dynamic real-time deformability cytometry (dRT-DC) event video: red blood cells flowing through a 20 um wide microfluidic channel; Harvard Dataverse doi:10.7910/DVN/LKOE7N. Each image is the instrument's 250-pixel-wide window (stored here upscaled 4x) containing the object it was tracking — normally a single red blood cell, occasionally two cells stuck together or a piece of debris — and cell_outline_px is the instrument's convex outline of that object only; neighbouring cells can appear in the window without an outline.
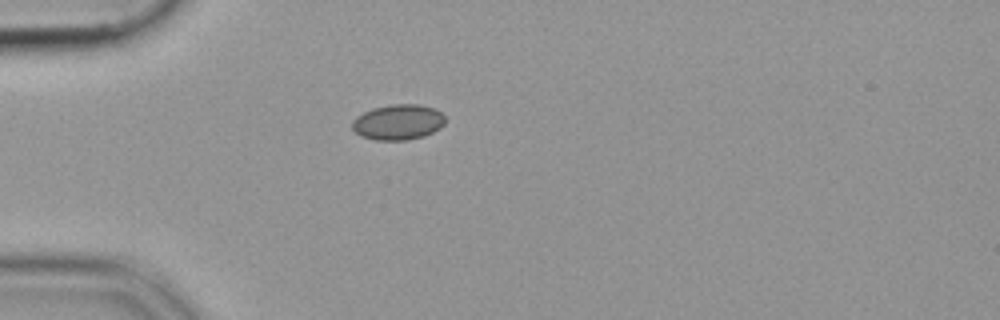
{"species": "common noctule bat (a hibernating species)", "species_latin": "Nyctalus noctula", "temperature_condition": "cold", "stored_images_in_passage": 39, "camera_frame_rate_fps": 3000, "um_per_image_px": 0.085, "animal": {"sex": "female", "body_mass_g": 19.9}, "frame": {"image": 1, "passage_image": 1, "time_ms": 0.0, "image_size_px": [1000, 320], "cell_outline_px": [[444, 124], [440, 128], [424, 136], [404, 140], [376, 140], [360, 136], [352, 128], [352, 120], [356, 116], [372, 108], [392, 104], [420, 104], [436, 108], [444, 116]], "centroid_in_image_um": [33.83, 10.37], "position_along_channel_um": 51.2, "area_um2": 19.31}}
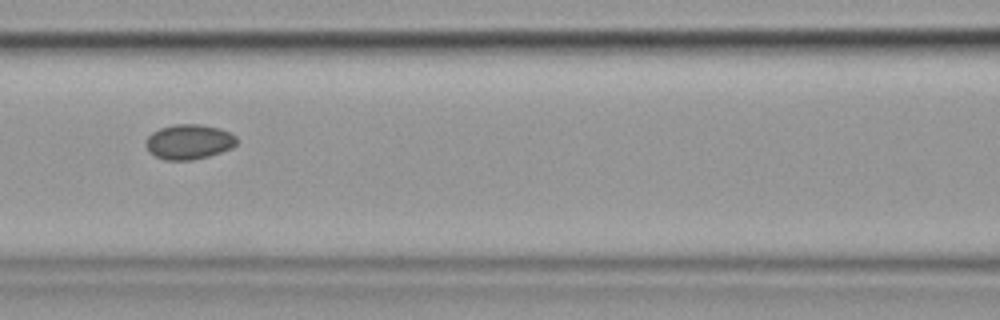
{"frame": {"image": 2, "passage_image": 10, "time_ms": 3.0, "image_size_px": [1000, 320], "cell_outline_px": [[236, 144], [232, 148], [208, 156], [192, 160], [164, 160], [148, 152], [144, 144], [144, 140], [152, 132], [160, 128], [172, 124], [200, 124], [220, 128], [236, 136]], "centroid_in_image_um": [16.01, 12.05], "position_along_channel_um": 150.6, "area_um2": 18.67}}
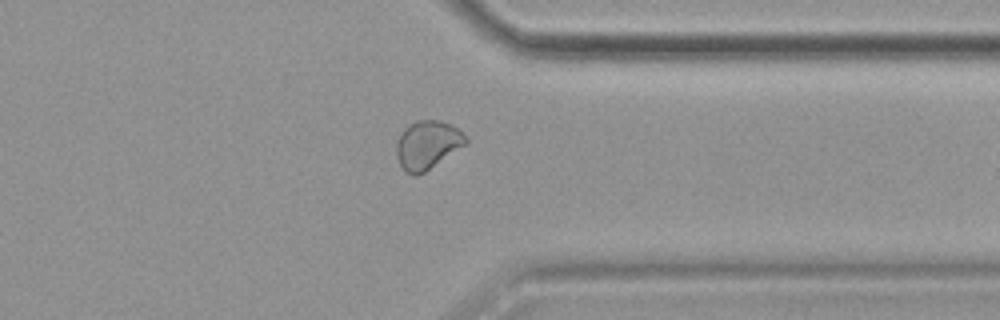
{"frame": {"image": 3, "passage_image": 28, "time_ms": 9.0, "image_size_px": [1000, 320], "cell_outline_px": [[468, 144], [424, 172], [416, 176], [412, 176], [404, 172], [396, 156], [396, 144], [400, 132], [408, 124], [416, 120], [440, 120], [452, 124], [468, 140]], "centroid_in_image_um": [36.31, 12.32], "position_along_channel_um": 375.1, "area_um2": 19.83}}